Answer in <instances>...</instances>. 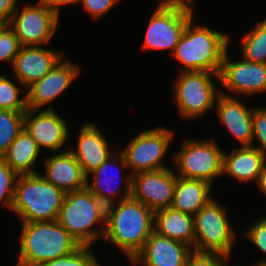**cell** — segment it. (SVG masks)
Masks as SVG:
<instances>
[{
	"instance_id": "cell-8",
	"label": "cell",
	"mask_w": 266,
	"mask_h": 266,
	"mask_svg": "<svg viewBox=\"0 0 266 266\" xmlns=\"http://www.w3.org/2000/svg\"><path fill=\"white\" fill-rule=\"evenodd\" d=\"M173 156L177 167L176 176L208 182L213 186L215 178L223 176L222 151L213 139H186Z\"/></svg>"
},
{
	"instance_id": "cell-25",
	"label": "cell",
	"mask_w": 266,
	"mask_h": 266,
	"mask_svg": "<svg viewBox=\"0 0 266 266\" xmlns=\"http://www.w3.org/2000/svg\"><path fill=\"white\" fill-rule=\"evenodd\" d=\"M40 151L36 141L23 128L2 158L18 176L32 175L37 174L34 164Z\"/></svg>"
},
{
	"instance_id": "cell-21",
	"label": "cell",
	"mask_w": 266,
	"mask_h": 266,
	"mask_svg": "<svg viewBox=\"0 0 266 266\" xmlns=\"http://www.w3.org/2000/svg\"><path fill=\"white\" fill-rule=\"evenodd\" d=\"M76 150L68 148L82 167L83 173L89 179L91 172L100 167L112 154L101 130L94 122L83 124L78 132Z\"/></svg>"
},
{
	"instance_id": "cell-20",
	"label": "cell",
	"mask_w": 266,
	"mask_h": 266,
	"mask_svg": "<svg viewBox=\"0 0 266 266\" xmlns=\"http://www.w3.org/2000/svg\"><path fill=\"white\" fill-rule=\"evenodd\" d=\"M43 163L45 174L38 173L65 193L86 188L87 177L69 149L48 155Z\"/></svg>"
},
{
	"instance_id": "cell-6",
	"label": "cell",
	"mask_w": 266,
	"mask_h": 266,
	"mask_svg": "<svg viewBox=\"0 0 266 266\" xmlns=\"http://www.w3.org/2000/svg\"><path fill=\"white\" fill-rule=\"evenodd\" d=\"M194 3L162 0L153 12L145 33L143 48L172 50V54L188 22L193 19Z\"/></svg>"
},
{
	"instance_id": "cell-38",
	"label": "cell",
	"mask_w": 266,
	"mask_h": 266,
	"mask_svg": "<svg viewBox=\"0 0 266 266\" xmlns=\"http://www.w3.org/2000/svg\"><path fill=\"white\" fill-rule=\"evenodd\" d=\"M256 185L259 188L260 192L262 191V193L266 195V163L263 166L262 172L259 175V179Z\"/></svg>"
},
{
	"instance_id": "cell-18",
	"label": "cell",
	"mask_w": 266,
	"mask_h": 266,
	"mask_svg": "<svg viewBox=\"0 0 266 266\" xmlns=\"http://www.w3.org/2000/svg\"><path fill=\"white\" fill-rule=\"evenodd\" d=\"M116 152H117L116 154L113 153L100 167H98L95 171L90 173V175L93 174L92 183L89 182L90 179H87L86 183V188L106 206L116 203L117 202L116 199L118 200L117 198L118 196L120 201L127 199L131 196V178H132L131 174L127 177L128 179L124 177L123 181L124 183L126 181L125 183L126 186H124L125 189L123 192L117 187L118 186L117 183L116 184L114 183L116 179L120 178L119 175L116 174L118 172L119 173L122 172L121 168H123V170L125 168L128 169L124 154L122 152L119 153V151ZM113 170H115V172ZM112 171L116 173L115 174L116 176L110 174Z\"/></svg>"
},
{
	"instance_id": "cell-15",
	"label": "cell",
	"mask_w": 266,
	"mask_h": 266,
	"mask_svg": "<svg viewBox=\"0 0 266 266\" xmlns=\"http://www.w3.org/2000/svg\"><path fill=\"white\" fill-rule=\"evenodd\" d=\"M61 58L44 77L29 86L26 92L28 109H43L65 92L80 74V67Z\"/></svg>"
},
{
	"instance_id": "cell-16",
	"label": "cell",
	"mask_w": 266,
	"mask_h": 266,
	"mask_svg": "<svg viewBox=\"0 0 266 266\" xmlns=\"http://www.w3.org/2000/svg\"><path fill=\"white\" fill-rule=\"evenodd\" d=\"M42 46H22L15 56L12 69L24 92L34 82L44 77L64 56L63 51Z\"/></svg>"
},
{
	"instance_id": "cell-31",
	"label": "cell",
	"mask_w": 266,
	"mask_h": 266,
	"mask_svg": "<svg viewBox=\"0 0 266 266\" xmlns=\"http://www.w3.org/2000/svg\"><path fill=\"white\" fill-rule=\"evenodd\" d=\"M21 47L12 28L7 23H0V62H9L12 65Z\"/></svg>"
},
{
	"instance_id": "cell-30",
	"label": "cell",
	"mask_w": 266,
	"mask_h": 266,
	"mask_svg": "<svg viewBox=\"0 0 266 266\" xmlns=\"http://www.w3.org/2000/svg\"><path fill=\"white\" fill-rule=\"evenodd\" d=\"M18 175L0 158V205L12 209Z\"/></svg>"
},
{
	"instance_id": "cell-33",
	"label": "cell",
	"mask_w": 266,
	"mask_h": 266,
	"mask_svg": "<svg viewBox=\"0 0 266 266\" xmlns=\"http://www.w3.org/2000/svg\"><path fill=\"white\" fill-rule=\"evenodd\" d=\"M253 142L259 141L260 145L253 147L259 149L266 155V107L254 108L253 112Z\"/></svg>"
},
{
	"instance_id": "cell-34",
	"label": "cell",
	"mask_w": 266,
	"mask_h": 266,
	"mask_svg": "<svg viewBox=\"0 0 266 266\" xmlns=\"http://www.w3.org/2000/svg\"><path fill=\"white\" fill-rule=\"evenodd\" d=\"M228 257L216 253L192 250L188 256L186 266H227Z\"/></svg>"
},
{
	"instance_id": "cell-23",
	"label": "cell",
	"mask_w": 266,
	"mask_h": 266,
	"mask_svg": "<svg viewBox=\"0 0 266 266\" xmlns=\"http://www.w3.org/2000/svg\"><path fill=\"white\" fill-rule=\"evenodd\" d=\"M154 231L159 235L187 244L194 250V216L172 207L155 212Z\"/></svg>"
},
{
	"instance_id": "cell-12",
	"label": "cell",
	"mask_w": 266,
	"mask_h": 266,
	"mask_svg": "<svg viewBox=\"0 0 266 266\" xmlns=\"http://www.w3.org/2000/svg\"><path fill=\"white\" fill-rule=\"evenodd\" d=\"M176 172L171 168L138 172L131 178V197L156 212L173 202Z\"/></svg>"
},
{
	"instance_id": "cell-35",
	"label": "cell",
	"mask_w": 266,
	"mask_h": 266,
	"mask_svg": "<svg viewBox=\"0 0 266 266\" xmlns=\"http://www.w3.org/2000/svg\"><path fill=\"white\" fill-rule=\"evenodd\" d=\"M119 0H80L83 8L87 11L88 14L94 19H98L99 17L109 12L115 4H117Z\"/></svg>"
},
{
	"instance_id": "cell-3",
	"label": "cell",
	"mask_w": 266,
	"mask_h": 266,
	"mask_svg": "<svg viewBox=\"0 0 266 266\" xmlns=\"http://www.w3.org/2000/svg\"><path fill=\"white\" fill-rule=\"evenodd\" d=\"M15 266H42L74 252L80 244L56 220L22 223Z\"/></svg>"
},
{
	"instance_id": "cell-11",
	"label": "cell",
	"mask_w": 266,
	"mask_h": 266,
	"mask_svg": "<svg viewBox=\"0 0 266 266\" xmlns=\"http://www.w3.org/2000/svg\"><path fill=\"white\" fill-rule=\"evenodd\" d=\"M7 24L12 28L22 46L49 44L56 33L59 15L40 0L36 5L23 4Z\"/></svg>"
},
{
	"instance_id": "cell-39",
	"label": "cell",
	"mask_w": 266,
	"mask_h": 266,
	"mask_svg": "<svg viewBox=\"0 0 266 266\" xmlns=\"http://www.w3.org/2000/svg\"><path fill=\"white\" fill-rule=\"evenodd\" d=\"M254 266H266V262L259 263V264H255V263H254Z\"/></svg>"
},
{
	"instance_id": "cell-22",
	"label": "cell",
	"mask_w": 266,
	"mask_h": 266,
	"mask_svg": "<svg viewBox=\"0 0 266 266\" xmlns=\"http://www.w3.org/2000/svg\"><path fill=\"white\" fill-rule=\"evenodd\" d=\"M266 155L253 146H240L223 155V175L227 174L239 182L258 181Z\"/></svg>"
},
{
	"instance_id": "cell-10",
	"label": "cell",
	"mask_w": 266,
	"mask_h": 266,
	"mask_svg": "<svg viewBox=\"0 0 266 266\" xmlns=\"http://www.w3.org/2000/svg\"><path fill=\"white\" fill-rule=\"evenodd\" d=\"M173 134L164 126L138 133L122 150L128 168L132 169L129 174L168 168L162 160L171 145Z\"/></svg>"
},
{
	"instance_id": "cell-37",
	"label": "cell",
	"mask_w": 266,
	"mask_h": 266,
	"mask_svg": "<svg viewBox=\"0 0 266 266\" xmlns=\"http://www.w3.org/2000/svg\"><path fill=\"white\" fill-rule=\"evenodd\" d=\"M46 6H48L51 10L55 11L58 15L60 14V9L62 6L71 5V4H79L80 0H40Z\"/></svg>"
},
{
	"instance_id": "cell-36",
	"label": "cell",
	"mask_w": 266,
	"mask_h": 266,
	"mask_svg": "<svg viewBox=\"0 0 266 266\" xmlns=\"http://www.w3.org/2000/svg\"><path fill=\"white\" fill-rule=\"evenodd\" d=\"M18 0H0V23H7L18 9Z\"/></svg>"
},
{
	"instance_id": "cell-29",
	"label": "cell",
	"mask_w": 266,
	"mask_h": 266,
	"mask_svg": "<svg viewBox=\"0 0 266 266\" xmlns=\"http://www.w3.org/2000/svg\"><path fill=\"white\" fill-rule=\"evenodd\" d=\"M90 247L80 245L74 252L48 261L42 266H102Z\"/></svg>"
},
{
	"instance_id": "cell-13",
	"label": "cell",
	"mask_w": 266,
	"mask_h": 266,
	"mask_svg": "<svg viewBox=\"0 0 266 266\" xmlns=\"http://www.w3.org/2000/svg\"><path fill=\"white\" fill-rule=\"evenodd\" d=\"M240 60L231 61L226 51L219 73L220 87L241 96L265 92L266 64L250 62L242 57Z\"/></svg>"
},
{
	"instance_id": "cell-9",
	"label": "cell",
	"mask_w": 266,
	"mask_h": 266,
	"mask_svg": "<svg viewBox=\"0 0 266 266\" xmlns=\"http://www.w3.org/2000/svg\"><path fill=\"white\" fill-rule=\"evenodd\" d=\"M225 211L213 198L194 215L195 251L230 257L236 233Z\"/></svg>"
},
{
	"instance_id": "cell-26",
	"label": "cell",
	"mask_w": 266,
	"mask_h": 266,
	"mask_svg": "<svg viewBox=\"0 0 266 266\" xmlns=\"http://www.w3.org/2000/svg\"><path fill=\"white\" fill-rule=\"evenodd\" d=\"M240 41L243 59L266 64V18L257 22Z\"/></svg>"
},
{
	"instance_id": "cell-5",
	"label": "cell",
	"mask_w": 266,
	"mask_h": 266,
	"mask_svg": "<svg viewBox=\"0 0 266 266\" xmlns=\"http://www.w3.org/2000/svg\"><path fill=\"white\" fill-rule=\"evenodd\" d=\"M66 193L49 183L39 173L17 178L11 211L21 223L57 220Z\"/></svg>"
},
{
	"instance_id": "cell-2",
	"label": "cell",
	"mask_w": 266,
	"mask_h": 266,
	"mask_svg": "<svg viewBox=\"0 0 266 266\" xmlns=\"http://www.w3.org/2000/svg\"><path fill=\"white\" fill-rule=\"evenodd\" d=\"M192 20L185 27L172 54L175 60L182 63L180 72L208 71L219 74L229 47V36L203 25H194Z\"/></svg>"
},
{
	"instance_id": "cell-4",
	"label": "cell",
	"mask_w": 266,
	"mask_h": 266,
	"mask_svg": "<svg viewBox=\"0 0 266 266\" xmlns=\"http://www.w3.org/2000/svg\"><path fill=\"white\" fill-rule=\"evenodd\" d=\"M106 210L107 206L87 188H84L66 193L56 221L80 245L92 246L104 236ZM99 223H103L100 230L94 227Z\"/></svg>"
},
{
	"instance_id": "cell-14",
	"label": "cell",
	"mask_w": 266,
	"mask_h": 266,
	"mask_svg": "<svg viewBox=\"0 0 266 266\" xmlns=\"http://www.w3.org/2000/svg\"><path fill=\"white\" fill-rule=\"evenodd\" d=\"M44 109H27L24 113V129L40 150L45 147L51 154L59 153L64 145L68 146L65 143L68 141V126L53 107Z\"/></svg>"
},
{
	"instance_id": "cell-32",
	"label": "cell",
	"mask_w": 266,
	"mask_h": 266,
	"mask_svg": "<svg viewBox=\"0 0 266 266\" xmlns=\"http://www.w3.org/2000/svg\"><path fill=\"white\" fill-rule=\"evenodd\" d=\"M247 229V230H246ZM244 230V236L250 240L258 250L266 254V217H260V219L252 220V223L248 228ZM266 262V259L260 260L258 263Z\"/></svg>"
},
{
	"instance_id": "cell-19",
	"label": "cell",
	"mask_w": 266,
	"mask_h": 266,
	"mask_svg": "<svg viewBox=\"0 0 266 266\" xmlns=\"http://www.w3.org/2000/svg\"><path fill=\"white\" fill-rule=\"evenodd\" d=\"M220 91L216 111L220 122L238 140L241 146L253 145V112L242 100Z\"/></svg>"
},
{
	"instance_id": "cell-28",
	"label": "cell",
	"mask_w": 266,
	"mask_h": 266,
	"mask_svg": "<svg viewBox=\"0 0 266 266\" xmlns=\"http://www.w3.org/2000/svg\"><path fill=\"white\" fill-rule=\"evenodd\" d=\"M21 88L17 87L6 75H0V109L11 111H26V93L19 98Z\"/></svg>"
},
{
	"instance_id": "cell-27",
	"label": "cell",
	"mask_w": 266,
	"mask_h": 266,
	"mask_svg": "<svg viewBox=\"0 0 266 266\" xmlns=\"http://www.w3.org/2000/svg\"><path fill=\"white\" fill-rule=\"evenodd\" d=\"M25 111L0 109V158L24 128Z\"/></svg>"
},
{
	"instance_id": "cell-40",
	"label": "cell",
	"mask_w": 266,
	"mask_h": 266,
	"mask_svg": "<svg viewBox=\"0 0 266 266\" xmlns=\"http://www.w3.org/2000/svg\"><path fill=\"white\" fill-rule=\"evenodd\" d=\"M175 1H187V2H191V3H195V0H175Z\"/></svg>"
},
{
	"instance_id": "cell-24",
	"label": "cell",
	"mask_w": 266,
	"mask_h": 266,
	"mask_svg": "<svg viewBox=\"0 0 266 266\" xmlns=\"http://www.w3.org/2000/svg\"><path fill=\"white\" fill-rule=\"evenodd\" d=\"M211 187V184L202 180L186 179L176 176V185L171 207L194 216L213 199L210 195Z\"/></svg>"
},
{
	"instance_id": "cell-1",
	"label": "cell",
	"mask_w": 266,
	"mask_h": 266,
	"mask_svg": "<svg viewBox=\"0 0 266 266\" xmlns=\"http://www.w3.org/2000/svg\"><path fill=\"white\" fill-rule=\"evenodd\" d=\"M118 201L107 206L103 238L131 261L154 232L155 212L131 196Z\"/></svg>"
},
{
	"instance_id": "cell-17",
	"label": "cell",
	"mask_w": 266,
	"mask_h": 266,
	"mask_svg": "<svg viewBox=\"0 0 266 266\" xmlns=\"http://www.w3.org/2000/svg\"><path fill=\"white\" fill-rule=\"evenodd\" d=\"M192 250L187 244L154 231L130 262L135 266H186Z\"/></svg>"
},
{
	"instance_id": "cell-7",
	"label": "cell",
	"mask_w": 266,
	"mask_h": 266,
	"mask_svg": "<svg viewBox=\"0 0 266 266\" xmlns=\"http://www.w3.org/2000/svg\"><path fill=\"white\" fill-rule=\"evenodd\" d=\"M220 81L219 74L208 71L179 72L173 84L174 103L182 119L199 118L216 106L220 90L214 79Z\"/></svg>"
}]
</instances>
